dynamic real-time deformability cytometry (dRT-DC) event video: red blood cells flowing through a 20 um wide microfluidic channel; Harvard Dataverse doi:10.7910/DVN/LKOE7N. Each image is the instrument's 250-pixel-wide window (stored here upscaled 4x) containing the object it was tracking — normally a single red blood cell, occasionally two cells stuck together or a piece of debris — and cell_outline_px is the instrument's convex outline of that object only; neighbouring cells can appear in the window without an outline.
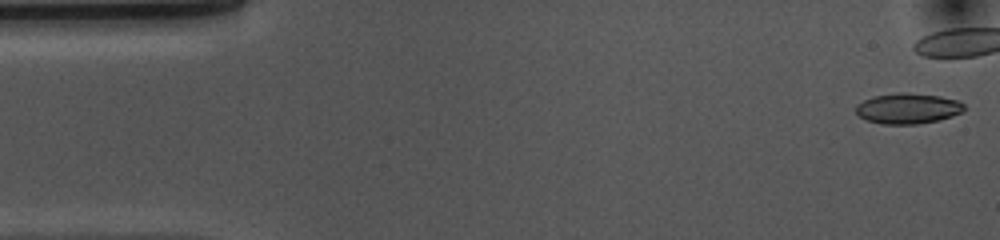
{"species": "common noctule bat (a hibernating species)", "species_latin": "Nyctalus noctula", "temperature_condition": "cold", "stored_images_in_passage": 40, "camera_frame_rate_fps": 3000, "um_per_image_px": 0.085, "animal": {"sex": "female", "body_mass_g": 10.0, "forearm_length_mm": 53.1}, "frame": {"image": 1, "passage_image": 1, "time_ms": 0.0, "image_size_px": [1000, 240], "cell_outline_px": [[964, 112], [940, 120], [916, 124], [880, 124], [864, 120], [856, 112], [856, 104], [872, 96], [900, 92], [904, 92], [940, 96], [956, 100], [964, 104]], "centroid_in_image_um": [77.15, 9.22], "position_along_channel_um": 7.9, "area_um2": 19.42}}